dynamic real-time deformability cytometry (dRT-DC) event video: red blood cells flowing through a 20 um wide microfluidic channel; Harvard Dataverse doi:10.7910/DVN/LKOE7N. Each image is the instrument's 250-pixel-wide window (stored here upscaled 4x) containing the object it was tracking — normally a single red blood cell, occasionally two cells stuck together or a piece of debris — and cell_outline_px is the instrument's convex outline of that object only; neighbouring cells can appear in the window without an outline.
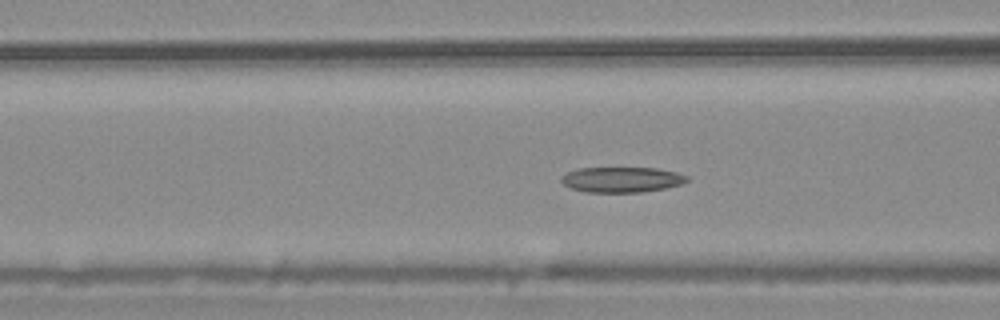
{"species": "common noctule bat (a hibernating species)", "species_latin": "Nyctalus noctula", "temperature_condition": "warm", "stored_images_in_passage": 40, "camera_frame_rate_fps": 3000, "um_per_image_px": 0.085, "animal": {"sex": "male", "body_mass_g": 20.4}, "frame": {"image": 1, "passage_image": 6, "time_ms": 1.667, "image_size_px": [1000, 320], "cell_outline_px": [[688, 180], [680, 184], [664, 188], [644, 192], [584, 192], [572, 188], [564, 184], [560, 180], [560, 176], [568, 172], [580, 168], [656, 168], [676, 172], [688, 176]], "centroid_in_image_um": [52.83, 15.27], "position_along_channel_um": 113.8, "area_um2": 18.5}}
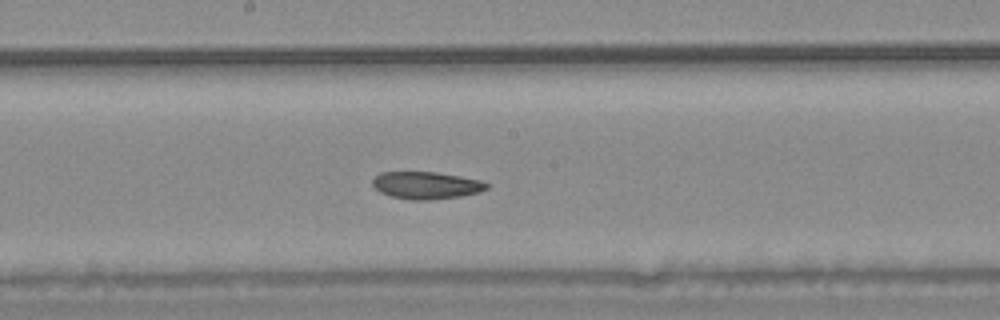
{"frame": {"image": 2, "passage_image": 14, "time_ms": 4.333, "image_size_px": [1000, 320], "cell_outline_px": [[488, 188], [480, 192], [460, 196], [428, 200], [412, 200], [388, 196], [380, 192], [372, 184], [372, 180], [380, 172], [436, 172], [460, 176], [480, 180], [488, 184]], "centroid_in_image_um": [36.21, 15.75], "position_along_channel_um": 212.0, "area_um2": 18.15}}
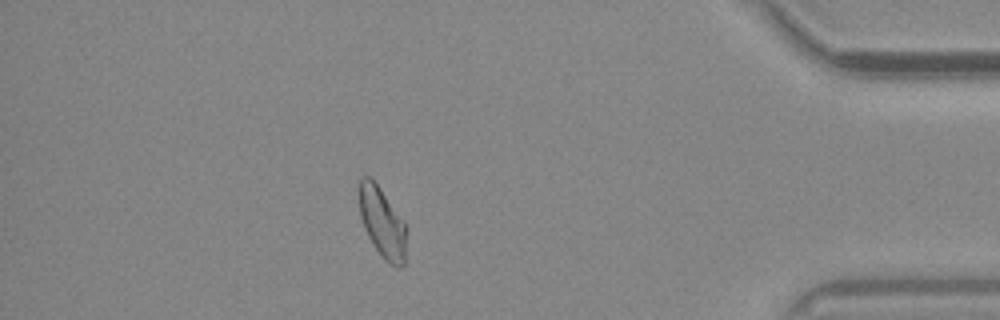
{"frame": {"image": 3, "passage_image": 33, "time_ms": 10.667, "image_size_px": [1000, 320], "cell_outline_px": [[404, 264], [400, 268], [396, 268], [388, 264], [380, 256], [372, 244], [364, 228], [360, 216], [360, 176], [368, 176], [380, 188], [404, 220]], "centroid_in_image_um": [32.47, 18.96], "position_along_channel_um": 402.7, "area_um2": 19.02}, "authors_computed_cell_mechanics": {"area_um2": 19.1029, "velocity_mm_per_s": 3.6876, "shape_relaxation_time_tau1_ms": null, "shape_relaxation_time_tau2_ms": 6.593, "deformation_change_tau1": null, "deformation_change_tau2": 0.1195}}